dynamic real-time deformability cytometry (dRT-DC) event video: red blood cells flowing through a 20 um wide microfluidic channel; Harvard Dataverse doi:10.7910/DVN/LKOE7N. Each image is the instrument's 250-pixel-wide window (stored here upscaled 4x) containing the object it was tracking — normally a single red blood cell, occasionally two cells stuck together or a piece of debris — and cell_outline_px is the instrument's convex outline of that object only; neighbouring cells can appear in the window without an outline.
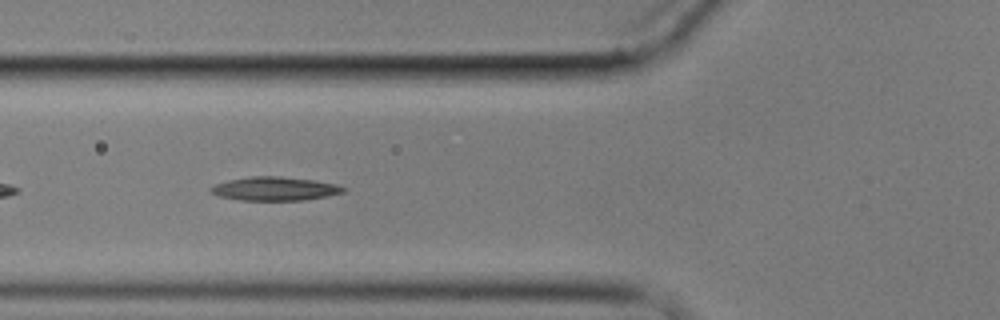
{"species": "common noctule bat (a hibernating species)", "species_latin": "Nyctalus noctula", "temperature_condition": "cold", "stored_images_in_passage": 8, "camera_frame_rate_fps": 3000, "um_per_image_px": 0.085, "animal": {"sex": "male", "body_mass_g": 17.9}, "frame": {"image": 1, "passage_image": 6, "time_ms": 5.667, "image_size_px": [1000, 320], "cell_outline_px": [[348, 188], [344, 192], [328, 196], [304, 200], [240, 200], [220, 196], [208, 192], [208, 188], [216, 184], [228, 180], [252, 176], [280, 176], [312, 180], [336, 184]], "centroid_in_image_um": [23.35, 16.04], "position_along_channel_um": 102.4, "area_um2": 18.32}}
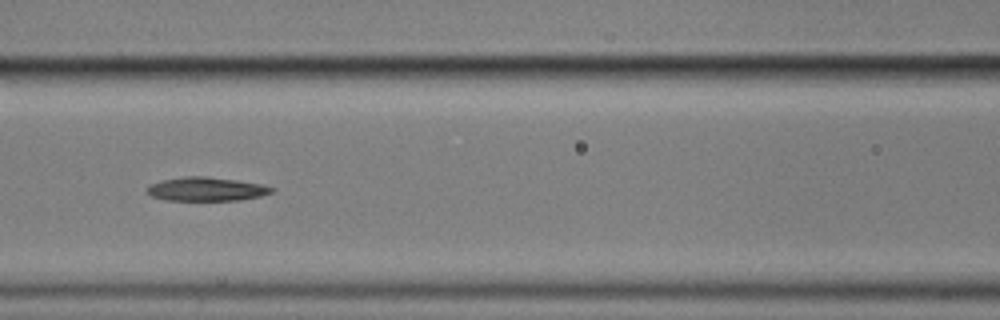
{"frame": {"image": 2, "passage_image": 7, "time_ms": 7.0, "image_size_px": [1000, 320], "cell_outline_px": [[276, 188], [272, 192], [260, 196], [240, 200], [168, 200], [152, 196], [148, 192], [148, 188], [152, 184], [160, 180], [184, 176], [208, 176], [236, 180], [260, 184]], "centroid_in_image_um": [17.56, 16.06], "position_along_channel_um": 149.0, "area_um2": 17.11}}
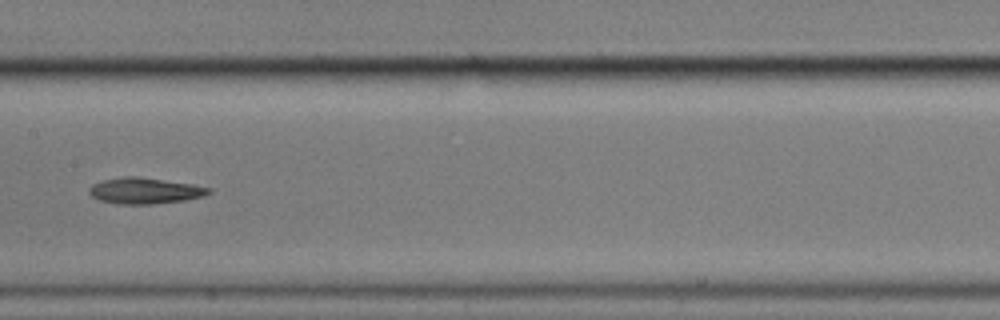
{"frame": {"image": 3, "passage_image": 8, "time_ms": 8.333, "image_size_px": [1000, 320], "cell_outline_px": [[212, 192], [204, 196], [184, 200], [152, 204], [120, 204], [100, 200], [92, 196], [88, 192], [88, 188], [92, 184], [104, 180], [128, 176], [132, 176], [192, 184], [212, 188]], "centroid_in_image_um": [12.32, 16.22], "position_along_channel_um": 195.1, "area_um2": 17.92}}